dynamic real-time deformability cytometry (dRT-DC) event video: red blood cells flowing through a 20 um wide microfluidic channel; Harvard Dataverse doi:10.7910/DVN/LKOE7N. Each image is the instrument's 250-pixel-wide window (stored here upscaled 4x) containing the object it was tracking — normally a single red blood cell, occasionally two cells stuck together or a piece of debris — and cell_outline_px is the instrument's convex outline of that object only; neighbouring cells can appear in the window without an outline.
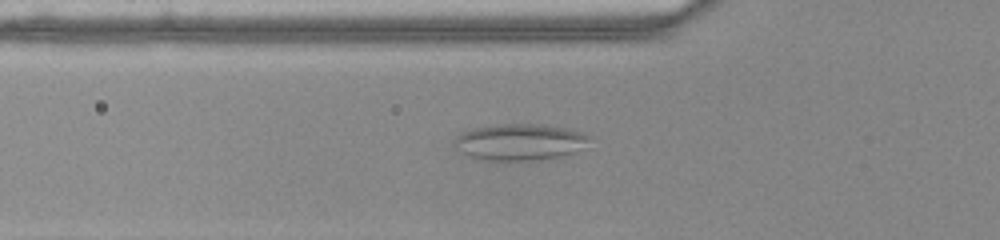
{"species": "common noctule bat (a hibernating species)", "species_latin": "Nyctalus noctula", "temperature_condition": "warm", "stored_images_in_passage": 47, "camera_frame_rate_fps": 3000, "um_per_image_px": 0.085, "animal": {"sex": "female", "body_mass_g": 22.0, "forearm_length_mm": 56.7}, "frame": {"image": 1, "passage_image": 17, "time_ms": 5.333, "image_size_px": [1000, 240], "cell_outline_px": [[592, 136], [588, 140], [572, 152], [560, 156], [536, 160], [484, 160], [472, 156], [464, 152], [456, 144], [456, 136], [464, 132], [476, 128], [496, 124], [540, 124], [568, 128], [584, 132]], "centroid_in_image_um": [44.22, 12.05], "position_along_channel_um": 81.6, "area_um2": 27.98}}
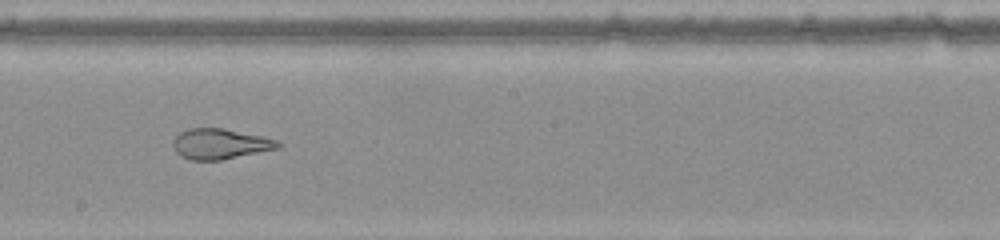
{"frame": {"image": 2, "passage_image": 28, "time_ms": 9.0, "image_size_px": [1000, 240], "cell_outline_px": [[284, 144], [280, 148], [220, 160], [192, 160], [180, 156], [176, 152], [172, 144], [176, 136], [180, 132], [188, 128], [224, 128], [260, 136], [276, 140]], "centroid_in_image_um": [18.71, 12.23], "position_along_channel_um": 229.5, "area_um2": 18.55}}
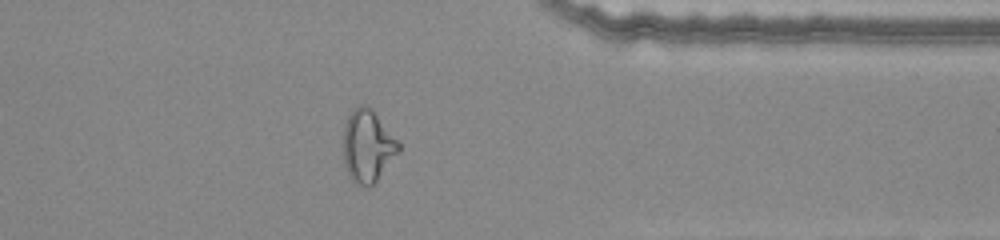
{"frame": {"image": 3, "passage_image": 40, "time_ms": 13.0, "image_size_px": [1000, 240], "cell_outline_px": [[400, 152], [376, 180], [368, 188], [356, 184], [348, 176], [344, 164], [344, 124], [348, 116], [360, 104], [364, 104], [372, 108], [400, 144]], "centroid_in_image_um": [31.25, 12.42], "position_along_channel_um": 380.2, "area_um2": 23.24}, "authors_computed_cell_mechanics": {"area_um2": 24.3338, "velocity_mm_per_s": 4.0168, "shape_relaxation_time_tau1_ms": null, "shape_relaxation_time_tau2_ms": 0.9681, "deformation_change_tau1": null, "deformation_change_tau2": 0.0895}}